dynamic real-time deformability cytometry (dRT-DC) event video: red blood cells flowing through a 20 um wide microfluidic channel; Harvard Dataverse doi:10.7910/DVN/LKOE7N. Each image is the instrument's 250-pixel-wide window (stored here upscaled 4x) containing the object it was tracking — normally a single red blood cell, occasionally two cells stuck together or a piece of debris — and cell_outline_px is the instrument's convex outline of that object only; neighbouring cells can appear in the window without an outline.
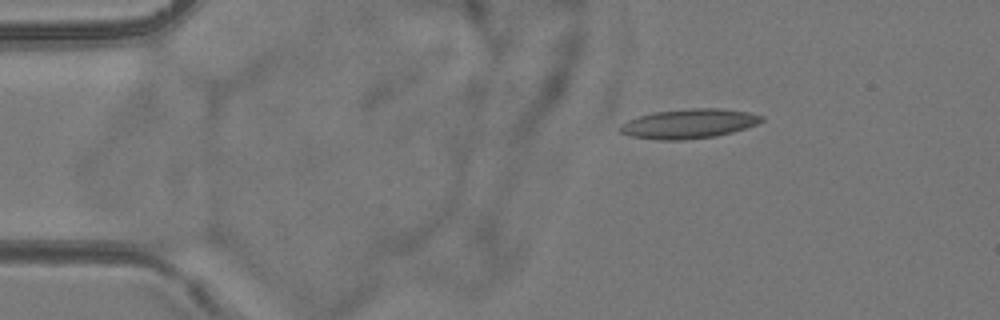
{"species": "common noctule bat (a hibernating species)", "species_latin": "Nyctalus noctula", "temperature_condition": "room temperature", "stored_images_in_passage": 5, "camera_frame_rate_fps": 3000, "um_per_image_px": 0.085, "animal": {"sex": "female", "body_mass_g": 24.6, "forearm_length_mm": 56.2}, "frame": {"image": 1, "passage_image": 3, "time_ms": 2.333, "image_size_px": [1000, 320], "cell_outline_px": [[764, 120], [756, 124], [732, 132], [716, 136], [684, 140], [660, 140], [632, 136], [620, 132], [620, 124], [628, 120], [640, 116], [656, 112], [692, 108], [716, 108], [748, 112], [764, 116]], "centroid_in_image_um": [58.56, 10.52], "position_along_channel_um": 26.4, "area_um2": 24.04}}
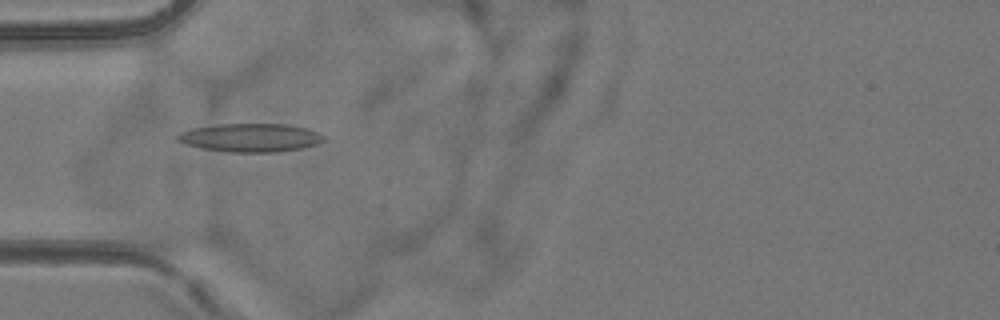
{"frame": {"image": 2, "passage_image": 5, "time_ms": 5.0, "image_size_px": [1000, 320], "cell_outline_px": [[324, 140], [316, 144], [300, 148], [276, 152], [232, 152], [200, 148], [176, 140], [176, 136], [180, 132], [192, 128], [220, 124], [288, 124], [308, 128], [324, 136]], "centroid_in_image_um": [21.28, 11.69], "position_along_channel_um": 63.7, "area_um2": 24.04}}